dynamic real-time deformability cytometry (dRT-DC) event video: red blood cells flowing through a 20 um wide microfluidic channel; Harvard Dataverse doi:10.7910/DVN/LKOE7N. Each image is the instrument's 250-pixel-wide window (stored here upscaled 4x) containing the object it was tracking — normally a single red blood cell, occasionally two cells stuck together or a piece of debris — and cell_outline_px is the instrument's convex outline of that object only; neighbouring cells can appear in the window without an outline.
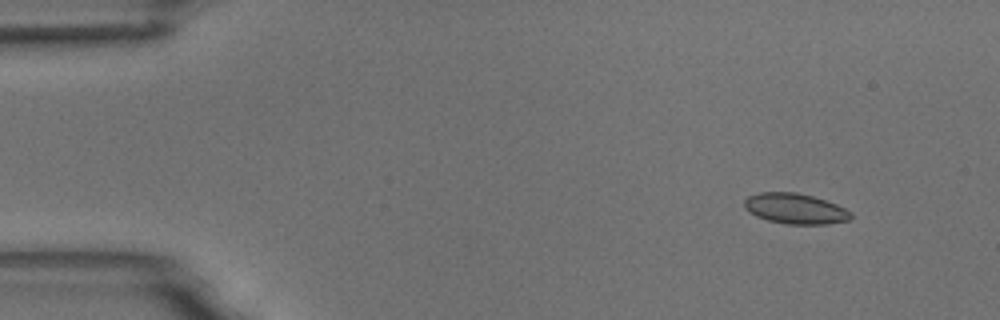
{"species": "common noctule bat (a hibernating species)", "species_latin": "Nyctalus noctula", "temperature_condition": "room temperature", "stored_images_in_passage": 5, "camera_frame_rate_fps": 3000, "um_per_image_px": 0.085, "animal": {"sex": "male", "body_mass_g": 18.8}, "frame": {"image": 1, "passage_image": 2, "time_ms": 1.333, "image_size_px": [1000, 320], "cell_outline_px": [[852, 216], [848, 220], [828, 224], [788, 224], [768, 220], [756, 216], [744, 208], [744, 200], [748, 196], [760, 192], [796, 192], [812, 196], [836, 204], [852, 212]], "centroid_in_image_um": [67.58, 17.73], "position_along_channel_um": 17.4, "area_um2": 18.84}}
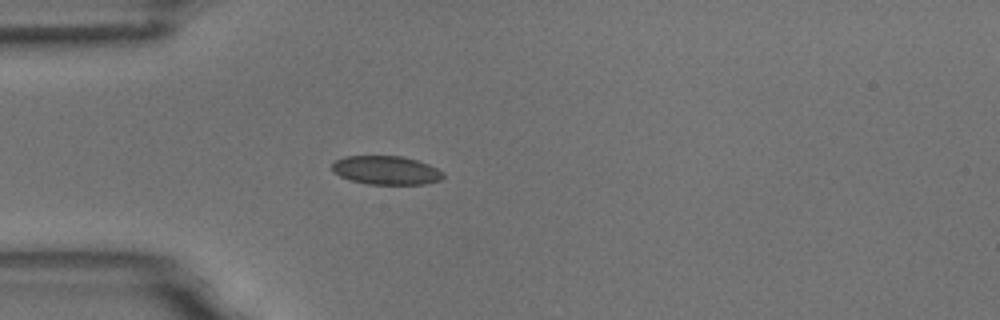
{"frame": {"image": 2, "passage_image": 5, "time_ms": 4.667, "image_size_px": [1000, 320], "cell_outline_px": [[444, 176], [440, 180], [424, 184], [368, 184], [352, 180], [340, 176], [332, 172], [332, 164], [336, 160], [344, 156], [400, 156], [416, 160], [428, 164], [444, 172]], "centroid_in_image_um": [32.81, 14.47], "position_along_channel_um": 52.2, "area_um2": 18.5}}